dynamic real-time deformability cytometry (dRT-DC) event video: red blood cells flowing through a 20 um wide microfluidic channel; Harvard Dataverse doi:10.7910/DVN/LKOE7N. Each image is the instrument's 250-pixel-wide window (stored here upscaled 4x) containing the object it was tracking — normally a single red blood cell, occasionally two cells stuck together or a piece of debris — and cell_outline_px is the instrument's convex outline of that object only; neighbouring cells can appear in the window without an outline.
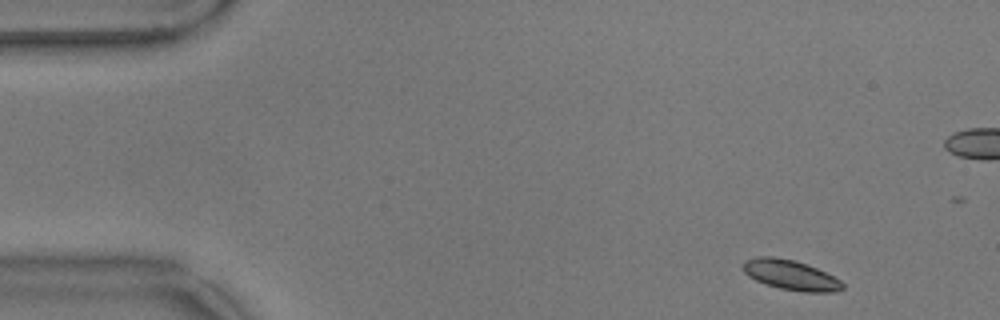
{"species": "common noctule bat (a hibernating species)", "species_latin": "Nyctalus noctula", "temperature_condition": "warm", "stored_images_in_passage": 56, "camera_frame_rate_fps": 3000, "um_per_image_px": 0.085, "animal": {"sex": "male", "body_mass_g": 17.9}, "frame": {"image": 1, "passage_image": 3, "time_ms": 0.667, "image_size_px": [1000, 320], "cell_outline_px": [[844, 288], [836, 292], [804, 292], [780, 288], [764, 284], [748, 276], [744, 272], [744, 260], [756, 256], [772, 256], [796, 260], [808, 264], [840, 280], [844, 284]], "centroid_in_image_um": [67.2, 23.37], "position_along_channel_um": 17.8, "area_um2": 17.46}}
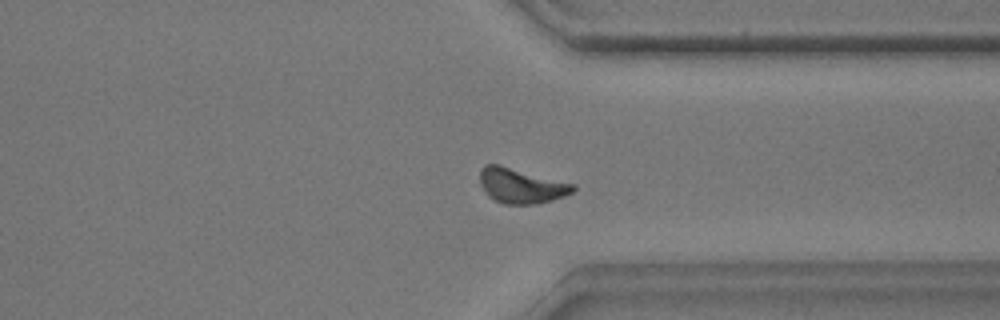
{"frame": {"image": 2, "passage_image": 41, "time_ms": 13.333, "image_size_px": [1000, 320], "cell_outline_px": [[576, 188], [572, 192], [564, 196], [552, 200], [536, 204], [504, 204], [488, 196], [480, 184], [480, 168], [484, 164], [496, 164], [576, 184]], "centroid_in_image_um": [44.29, 15.79], "position_along_channel_um": 367.1, "area_um2": 18.9}}
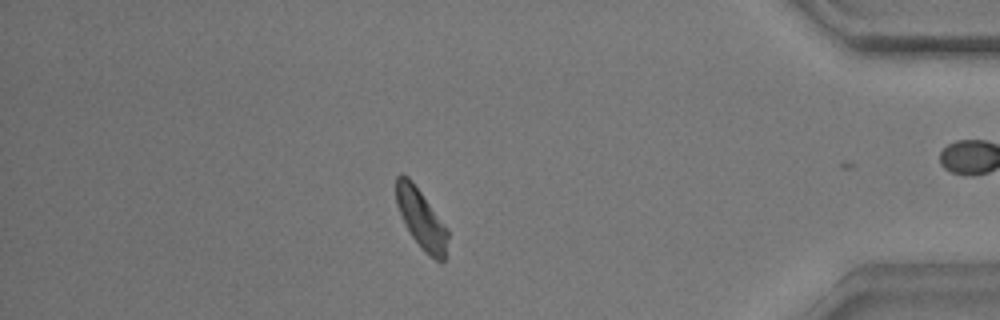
{"frame": {"image": 3, "passage_image": 47, "time_ms": 15.333, "image_size_px": [1000, 320], "cell_outline_px": [[448, 236], [444, 260], [436, 260], [428, 256], [424, 252], [412, 236], [404, 224], [396, 204], [396, 176], [400, 172], [408, 176], [412, 180], [448, 228]], "centroid_in_image_um": [35.79, 18.57], "position_along_channel_um": 399.4, "area_um2": 17.98}, "authors_computed_cell_mechanics": {"area_um2": 18.2937, "velocity_mm_per_s": 3.5154, "shape_relaxation_time_tau1_ms": 2.4956, "shape_relaxation_time_tau2_ms": 3.1563, "deformation_change_tau1": 0.0918, "deformation_change_tau2": 0.0775}}